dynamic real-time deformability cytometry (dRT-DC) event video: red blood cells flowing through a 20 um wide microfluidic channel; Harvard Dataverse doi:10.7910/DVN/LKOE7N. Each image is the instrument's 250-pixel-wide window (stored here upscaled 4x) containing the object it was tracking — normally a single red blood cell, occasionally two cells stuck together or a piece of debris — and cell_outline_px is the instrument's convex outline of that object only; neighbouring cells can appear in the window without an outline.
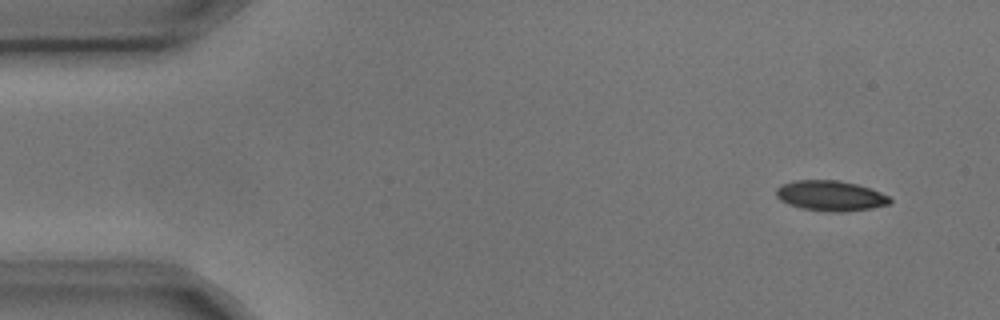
{"species": "common noctule bat (a hibernating species)", "species_latin": "Nyctalus noctula", "temperature_condition": "cold", "stored_images_in_passage": 4, "camera_frame_rate_fps": 3000, "um_per_image_px": 0.085, "animal": {"sex": "male", "body_mass_g": 17.9, "forearm_length_mm": 54.2}, "frame": {"image": 1, "passage_image": 1, "time_ms": 0.0, "image_size_px": [1000, 320], "cell_outline_px": [[892, 200], [888, 204], [872, 208], [844, 212], [828, 212], [800, 208], [788, 204], [780, 200], [776, 196], [776, 188], [780, 184], [796, 180], [836, 180], [856, 184], [872, 188], [888, 196]], "centroid_in_image_um": [70.57, 16.64], "position_along_channel_um": 14.4, "area_um2": 20.23}}
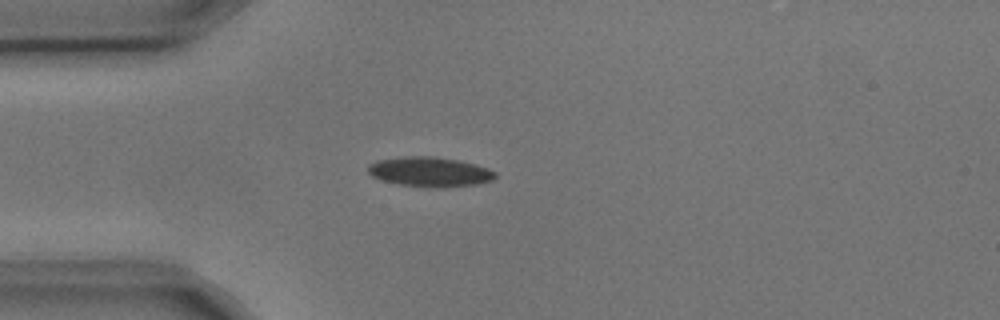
{"frame": {"image": 2, "passage_image": 3, "time_ms": 0.667, "image_size_px": [1000, 320], "cell_outline_px": [[496, 176], [492, 180], [476, 184], [444, 188], [436, 188], [396, 184], [372, 176], [368, 172], [368, 164], [376, 160], [412, 156], [432, 156], [456, 160], [488, 168], [496, 172]], "centroid_in_image_um": [36.52, 14.62], "position_along_channel_um": 48.5, "area_um2": 21.91}}